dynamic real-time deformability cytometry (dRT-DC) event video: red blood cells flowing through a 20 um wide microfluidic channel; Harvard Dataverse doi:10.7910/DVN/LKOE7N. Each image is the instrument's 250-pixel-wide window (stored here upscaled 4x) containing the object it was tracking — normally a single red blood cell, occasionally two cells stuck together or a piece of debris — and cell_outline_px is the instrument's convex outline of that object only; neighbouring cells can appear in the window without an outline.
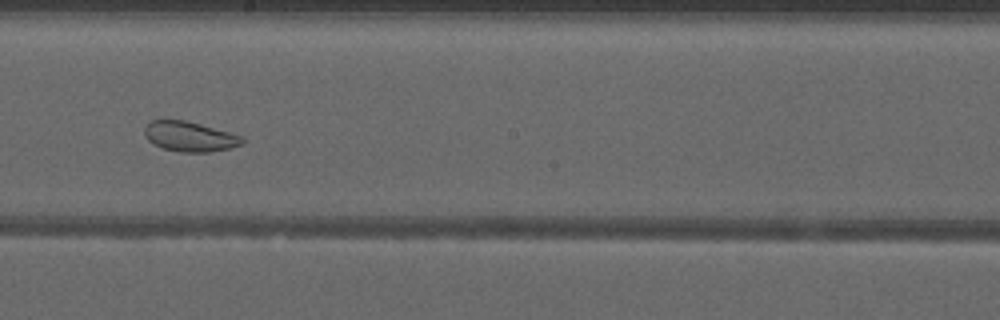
{"species": "common noctule bat (a hibernating species)", "species_latin": "Nyctalus noctula", "temperature_condition": "warm", "stored_images_in_passage": 39, "camera_frame_rate_fps": 3000, "um_per_image_px": 0.085, "animal": {"sex": "male", "forearm_length_mm": 52.5}, "frame": {"image": 1, "passage_image": 17, "time_ms": 5.333, "image_size_px": [1000, 320], "cell_outline_px": [[244, 144], [228, 148], [208, 152], [180, 152], [164, 148], [148, 140], [144, 136], [144, 128], [152, 120], [184, 120], [200, 124], [244, 136]], "centroid_in_image_um": [16.15, 11.6], "position_along_channel_um": 232.1, "area_um2": 16.94}}
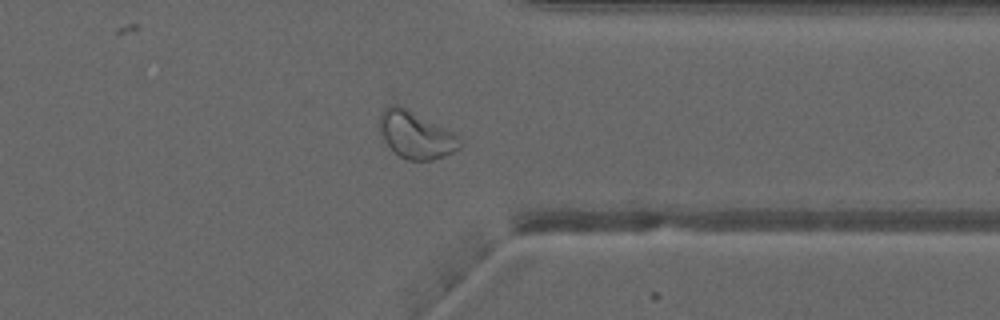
{"frame": {"image": 2, "passage_image": 28, "time_ms": 9.0, "image_size_px": [1000, 320], "cell_outline_px": [[460, 144], [452, 152], [444, 156], [432, 160], [408, 160], [400, 156], [384, 140], [380, 132], [380, 116], [384, 108], [388, 104], [400, 104], [452, 132], [460, 140]], "centroid_in_image_um": [35.3, 11.44], "position_along_channel_um": 376.1, "area_um2": 21.56}}
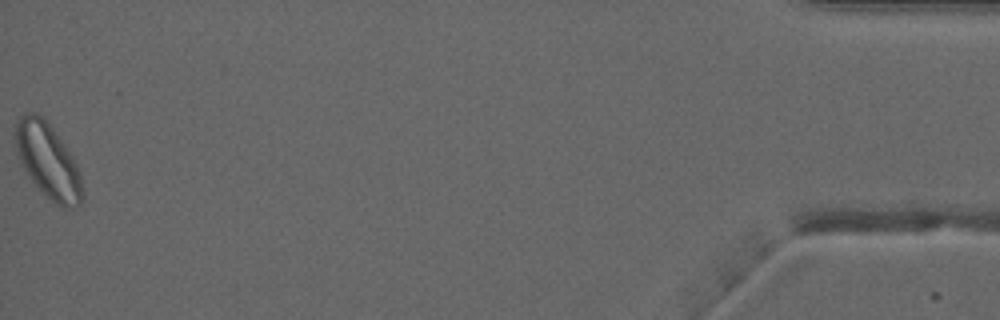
{"frame": {"image": 3, "passage_image": 39, "time_ms": 12.667, "image_size_px": [1000, 320], "cell_outline_px": [[84, 200], [80, 204], [68, 208], [64, 208], [56, 204], [32, 180], [24, 168], [16, 152], [12, 132], [20, 116], [28, 112], [36, 112], [44, 116], [72, 156], [80, 172], [84, 192]], "centroid_in_image_um": [4.07, 13.63], "position_along_channel_um": 431.1, "area_um2": 29.25}, "authors_computed_cell_mechanics": {"area_um2": 22.7732, "velocity_mm_per_s": 3.9935, "shape_relaxation_time_tau1_ms": null, "shape_relaxation_time_tau2_ms": 1.4303, "deformation_change_tau1": null, "deformation_change_tau2": 0.074}}